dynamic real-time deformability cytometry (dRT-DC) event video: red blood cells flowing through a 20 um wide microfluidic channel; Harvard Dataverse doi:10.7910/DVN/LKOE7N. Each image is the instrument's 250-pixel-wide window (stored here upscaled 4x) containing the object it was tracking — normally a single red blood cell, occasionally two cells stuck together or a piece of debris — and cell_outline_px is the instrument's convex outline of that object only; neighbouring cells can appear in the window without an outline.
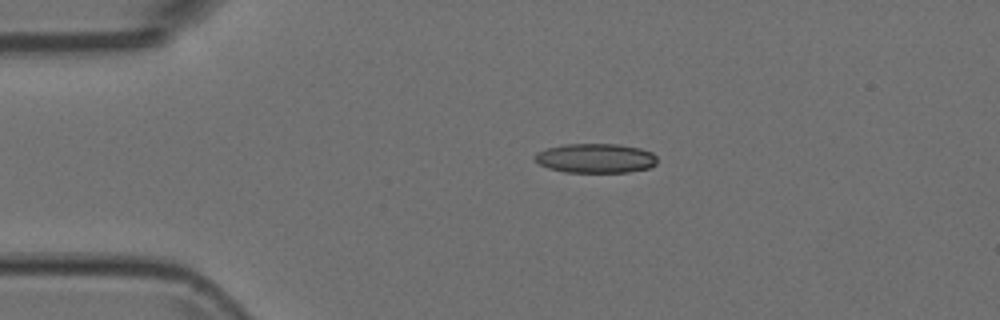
{"species": "Egyptian fruit bat (a non-hibernating species)", "species_latin": "Rousettus aegyptiacus", "temperature_condition": "room temperature", "stored_images_in_passage": 2, "camera_frame_rate_fps": 3000, "um_per_image_px": 0.085, "animal": {"sex": "female"}, "frame": {"image": 1, "passage_image": 1, "time_ms": 0.0, "image_size_px": [1000, 320], "cell_outline_px": [[656, 164], [648, 168], [628, 172], [564, 172], [548, 168], [540, 164], [536, 160], [536, 152], [548, 148], [564, 144], [620, 144], [640, 148], [652, 152], [656, 156]], "centroid_in_image_um": [50.65, 13.45], "position_along_channel_um": 34.4, "area_um2": 20.92}}